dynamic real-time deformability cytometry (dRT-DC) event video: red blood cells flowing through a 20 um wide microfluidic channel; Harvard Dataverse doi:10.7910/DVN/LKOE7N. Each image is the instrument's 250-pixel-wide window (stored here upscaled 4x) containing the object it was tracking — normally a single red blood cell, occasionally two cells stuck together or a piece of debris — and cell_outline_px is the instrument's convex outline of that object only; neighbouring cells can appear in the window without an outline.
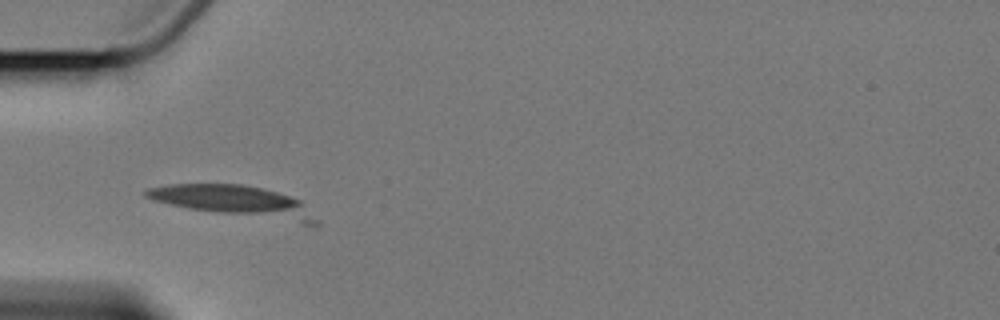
{"species": "Egyptian fruit bat (a non-hibernating species)", "species_latin": "Rousettus aegyptiacus", "temperature_condition": "cold", "stored_images_in_passage": 4, "camera_frame_rate_fps": 3000, "um_per_image_px": 0.085, "animal": {"sex": "female"}, "frame": {"image": 1, "passage_image": 3, "time_ms": 2.333, "image_size_px": [1000, 320], "cell_outline_px": [[320, 224], [316, 228], [188, 208], [156, 200], [144, 196], [144, 192], [148, 188], [172, 184], [240, 184], [260, 188], [276, 192], [300, 200], [320, 220]], "centroid_in_image_um": [20.13, 17.18], "position_along_channel_um": 64.9, "area_um2": 31.15}}